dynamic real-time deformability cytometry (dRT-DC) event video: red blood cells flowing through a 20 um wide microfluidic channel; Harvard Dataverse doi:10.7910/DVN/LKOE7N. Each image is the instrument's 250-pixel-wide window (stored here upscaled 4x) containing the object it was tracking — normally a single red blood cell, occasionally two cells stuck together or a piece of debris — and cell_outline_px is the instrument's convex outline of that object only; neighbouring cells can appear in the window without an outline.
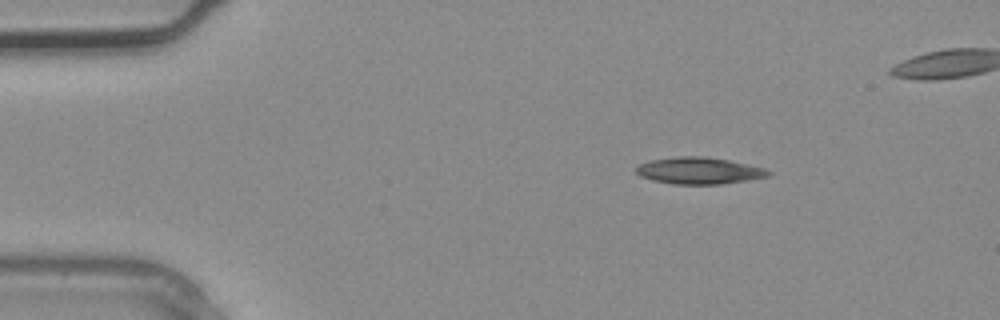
{"species": "common noctule bat (a hibernating species)", "species_latin": "Nyctalus noctula", "temperature_condition": "warm", "stored_images_in_passage": 3, "camera_frame_rate_fps": 3000, "um_per_image_px": 0.085, "animal": {"sex": "male", "body_mass_g": 20.4}, "frame": {"image": 1, "passage_image": 1, "time_ms": 0.0, "image_size_px": [1000, 320], "cell_outline_px": [[772, 172], [768, 176], [748, 180], [720, 184], [672, 184], [652, 180], [640, 176], [636, 172], [636, 168], [640, 164], [652, 160], [676, 156], [704, 156], [728, 160], [748, 164], [764, 168]], "centroid_in_image_um": [59.42, 14.51], "position_along_channel_um": 25.6, "area_um2": 20.52}}